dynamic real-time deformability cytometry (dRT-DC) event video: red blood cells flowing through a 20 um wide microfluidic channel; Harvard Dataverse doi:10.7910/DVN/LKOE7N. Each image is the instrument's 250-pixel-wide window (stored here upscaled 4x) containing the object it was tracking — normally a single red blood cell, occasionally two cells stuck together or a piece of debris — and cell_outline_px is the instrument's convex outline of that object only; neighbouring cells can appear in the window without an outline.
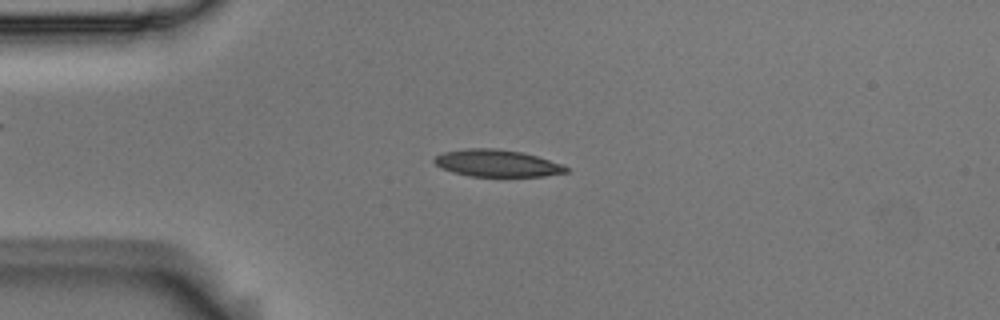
{"species": "Egyptian fruit bat (a non-hibernating species)", "species_latin": "Rousettus aegyptiacus", "temperature_condition": "room temperature", "stored_images_in_passage": 54, "camera_frame_rate_fps": 3000, "um_per_image_px": 0.085, "animal": {"sex": "male"}, "frame": {"image": 1, "passage_image": 13, "time_ms": 4.0, "image_size_px": [1000, 320], "cell_outline_px": [[568, 172], [544, 176], [468, 176], [452, 172], [440, 168], [432, 160], [436, 156], [444, 152], [468, 148], [496, 148], [520, 152], [536, 156], [564, 164], [568, 168]], "centroid_in_image_um": [42.23, 13.88], "position_along_channel_um": 42.8, "area_um2": 20.75}}
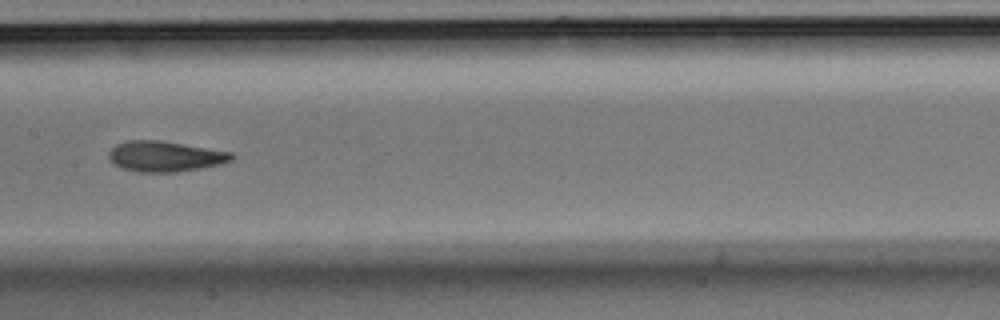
{"frame": {"image": 2, "passage_image": 27, "time_ms": 8.667, "image_size_px": [1000, 320], "cell_outline_px": [[236, 156], [232, 160], [220, 164], [200, 168], [176, 172], [140, 172], [120, 168], [108, 156], [108, 152], [116, 144], [128, 140], [160, 140], [232, 152]], "centroid_in_image_um": [14.04, 13.28], "position_along_channel_um": 193.4, "area_um2": 21.79}}
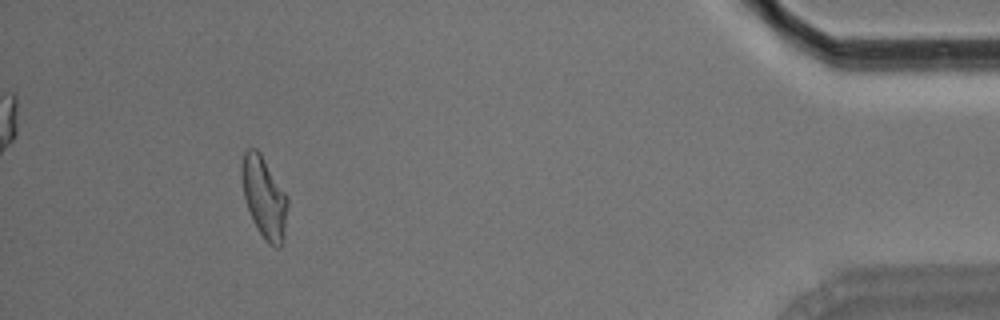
{"frame": {"image": 3, "passage_image": 50, "time_ms": 16.333, "image_size_px": [1000, 320], "cell_outline_px": [[288, 204], [284, 240], [276, 248], [268, 244], [256, 228], [248, 208], [244, 196], [240, 172], [240, 164], [244, 152], [248, 148], [256, 148], [260, 152], [288, 196]], "centroid_in_image_um": [22.45, 16.76], "position_along_channel_um": 412.7, "area_um2": 21.96}, "authors_computed_cell_mechanics": {"area_um2": 21.2993, "velocity_mm_per_s": 3.6593, "shape_relaxation_time_tau1_ms": 5.2749, "shape_relaxation_time_tau2_ms": 2.3212, "deformation_change_tau1": 0.1794, "deformation_change_tau2": 0.1001}}